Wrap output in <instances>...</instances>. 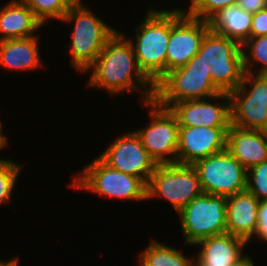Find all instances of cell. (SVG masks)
Instances as JSON below:
<instances>
[{"label": "cell", "instance_id": "6da1fadb", "mask_svg": "<svg viewBox=\"0 0 267 266\" xmlns=\"http://www.w3.org/2000/svg\"><path fill=\"white\" fill-rule=\"evenodd\" d=\"M86 72L91 73L87 88L104 90L112 97L140 91L144 104L154 99L155 85L138 67L133 45L119 29Z\"/></svg>", "mask_w": 267, "mask_h": 266}, {"label": "cell", "instance_id": "83f0119b", "mask_svg": "<svg viewBox=\"0 0 267 266\" xmlns=\"http://www.w3.org/2000/svg\"><path fill=\"white\" fill-rule=\"evenodd\" d=\"M267 35V8L253 14L250 37Z\"/></svg>", "mask_w": 267, "mask_h": 266}, {"label": "cell", "instance_id": "4316f807", "mask_svg": "<svg viewBox=\"0 0 267 266\" xmlns=\"http://www.w3.org/2000/svg\"><path fill=\"white\" fill-rule=\"evenodd\" d=\"M246 190L260 202L267 201V161L247 171Z\"/></svg>", "mask_w": 267, "mask_h": 266}, {"label": "cell", "instance_id": "7402d4cb", "mask_svg": "<svg viewBox=\"0 0 267 266\" xmlns=\"http://www.w3.org/2000/svg\"><path fill=\"white\" fill-rule=\"evenodd\" d=\"M148 246V247H147ZM140 254L138 266H194V258L182 251L151 238Z\"/></svg>", "mask_w": 267, "mask_h": 266}, {"label": "cell", "instance_id": "484cf974", "mask_svg": "<svg viewBox=\"0 0 267 266\" xmlns=\"http://www.w3.org/2000/svg\"><path fill=\"white\" fill-rule=\"evenodd\" d=\"M237 3L238 0H197L191 8L185 9L182 7H175L171 10L187 12L192 17L208 21L218 11L224 9L225 7L236 5Z\"/></svg>", "mask_w": 267, "mask_h": 266}, {"label": "cell", "instance_id": "1f68e13d", "mask_svg": "<svg viewBox=\"0 0 267 266\" xmlns=\"http://www.w3.org/2000/svg\"><path fill=\"white\" fill-rule=\"evenodd\" d=\"M229 266H256V265H255L254 261H252V258L250 256H248V254H247Z\"/></svg>", "mask_w": 267, "mask_h": 266}, {"label": "cell", "instance_id": "5bb4252c", "mask_svg": "<svg viewBox=\"0 0 267 266\" xmlns=\"http://www.w3.org/2000/svg\"><path fill=\"white\" fill-rule=\"evenodd\" d=\"M168 109L177 119L178 126L229 128L231 124L230 95L225 92L207 99L174 103Z\"/></svg>", "mask_w": 267, "mask_h": 266}, {"label": "cell", "instance_id": "4fadbf2b", "mask_svg": "<svg viewBox=\"0 0 267 266\" xmlns=\"http://www.w3.org/2000/svg\"><path fill=\"white\" fill-rule=\"evenodd\" d=\"M98 157L108 166L139 177L146 184L157 166L135 131L116 136Z\"/></svg>", "mask_w": 267, "mask_h": 266}, {"label": "cell", "instance_id": "3957f363", "mask_svg": "<svg viewBox=\"0 0 267 266\" xmlns=\"http://www.w3.org/2000/svg\"><path fill=\"white\" fill-rule=\"evenodd\" d=\"M146 17L136 25L133 45L138 67L155 85L166 74V54L170 36V8L148 7Z\"/></svg>", "mask_w": 267, "mask_h": 266}, {"label": "cell", "instance_id": "d4e9b609", "mask_svg": "<svg viewBox=\"0 0 267 266\" xmlns=\"http://www.w3.org/2000/svg\"><path fill=\"white\" fill-rule=\"evenodd\" d=\"M18 163L10 158L0 163V206L11 203V196L23 169V165Z\"/></svg>", "mask_w": 267, "mask_h": 266}, {"label": "cell", "instance_id": "f546056e", "mask_svg": "<svg viewBox=\"0 0 267 266\" xmlns=\"http://www.w3.org/2000/svg\"><path fill=\"white\" fill-rule=\"evenodd\" d=\"M237 4L252 15L267 8V0H238Z\"/></svg>", "mask_w": 267, "mask_h": 266}, {"label": "cell", "instance_id": "e0dca14e", "mask_svg": "<svg viewBox=\"0 0 267 266\" xmlns=\"http://www.w3.org/2000/svg\"><path fill=\"white\" fill-rule=\"evenodd\" d=\"M259 203L247 190L226 197L227 233L252 241L258 228Z\"/></svg>", "mask_w": 267, "mask_h": 266}, {"label": "cell", "instance_id": "cb8c5ba5", "mask_svg": "<svg viewBox=\"0 0 267 266\" xmlns=\"http://www.w3.org/2000/svg\"><path fill=\"white\" fill-rule=\"evenodd\" d=\"M34 13L35 17L46 25L48 20L61 21L71 4L67 0H20Z\"/></svg>", "mask_w": 267, "mask_h": 266}, {"label": "cell", "instance_id": "f1b7e54d", "mask_svg": "<svg viewBox=\"0 0 267 266\" xmlns=\"http://www.w3.org/2000/svg\"><path fill=\"white\" fill-rule=\"evenodd\" d=\"M267 243V201H261L258 209V228L254 236Z\"/></svg>", "mask_w": 267, "mask_h": 266}, {"label": "cell", "instance_id": "5b68a950", "mask_svg": "<svg viewBox=\"0 0 267 266\" xmlns=\"http://www.w3.org/2000/svg\"><path fill=\"white\" fill-rule=\"evenodd\" d=\"M75 175L69 185L74 190L89 191L105 198L147 201V184L142 179L111 168L98 156Z\"/></svg>", "mask_w": 267, "mask_h": 266}, {"label": "cell", "instance_id": "277c9868", "mask_svg": "<svg viewBox=\"0 0 267 266\" xmlns=\"http://www.w3.org/2000/svg\"><path fill=\"white\" fill-rule=\"evenodd\" d=\"M210 65L195 55L186 65L167 72L156 84L154 101L163 108L186 100L207 99L221 91L213 84Z\"/></svg>", "mask_w": 267, "mask_h": 266}, {"label": "cell", "instance_id": "d6a6232c", "mask_svg": "<svg viewBox=\"0 0 267 266\" xmlns=\"http://www.w3.org/2000/svg\"><path fill=\"white\" fill-rule=\"evenodd\" d=\"M19 258L16 256L14 259L11 258L10 260L8 261H2L0 263V266H18L19 264Z\"/></svg>", "mask_w": 267, "mask_h": 266}, {"label": "cell", "instance_id": "9c48e42d", "mask_svg": "<svg viewBox=\"0 0 267 266\" xmlns=\"http://www.w3.org/2000/svg\"><path fill=\"white\" fill-rule=\"evenodd\" d=\"M229 95L232 125L267 130V75L245 72L239 87Z\"/></svg>", "mask_w": 267, "mask_h": 266}, {"label": "cell", "instance_id": "2e32d148", "mask_svg": "<svg viewBox=\"0 0 267 266\" xmlns=\"http://www.w3.org/2000/svg\"><path fill=\"white\" fill-rule=\"evenodd\" d=\"M226 150L248 171L267 161V133L230 124L226 134Z\"/></svg>", "mask_w": 267, "mask_h": 266}, {"label": "cell", "instance_id": "836d02e7", "mask_svg": "<svg viewBox=\"0 0 267 266\" xmlns=\"http://www.w3.org/2000/svg\"><path fill=\"white\" fill-rule=\"evenodd\" d=\"M70 4H82V0H67Z\"/></svg>", "mask_w": 267, "mask_h": 266}, {"label": "cell", "instance_id": "603a6c76", "mask_svg": "<svg viewBox=\"0 0 267 266\" xmlns=\"http://www.w3.org/2000/svg\"><path fill=\"white\" fill-rule=\"evenodd\" d=\"M241 47L244 72L267 75V35L250 37Z\"/></svg>", "mask_w": 267, "mask_h": 266}, {"label": "cell", "instance_id": "30bf717a", "mask_svg": "<svg viewBox=\"0 0 267 266\" xmlns=\"http://www.w3.org/2000/svg\"><path fill=\"white\" fill-rule=\"evenodd\" d=\"M144 105L150 109L149 124L135 130L143 147L157 165L177 163V119L169 109L160 107L154 100Z\"/></svg>", "mask_w": 267, "mask_h": 266}, {"label": "cell", "instance_id": "4dcf8cb0", "mask_svg": "<svg viewBox=\"0 0 267 266\" xmlns=\"http://www.w3.org/2000/svg\"><path fill=\"white\" fill-rule=\"evenodd\" d=\"M2 128H3V122L1 121L0 122V152L3 149L5 150L6 146L8 147L7 136L3 133V129ZM6 160H8V158L5 157V159H4V158L0 157V163L5 162Z\"/></svg>", "mask_w": 267, "mask_h": 266}, {"label": "cell", "instance_id": "52a82bcc", "mask_svg": "<svg viewBox=\"0 0 267 266\" xmlns=\"http://www.w3.org/2000/svg\"><path fill=\"white\" fill-rule=\"evenodd\" d=\"M202 193L198 173L190 164H159L146 186V199L162 197L176 213Z\"/></svg>", "mask_w": 267, "mask_h": 266}, {"label": "cell", "instance_id": "e575fe53", "mask_svg": "<svg viewBox=\"0 0 267 266\" xmlns=\"http://www.w3.org/2000/svg\"><path fill=\"white\" fill-rule=\"evenodd\" d=\"M188 1L190 2V5L188 6L189 8H191L196 3L197 0H188Z\"/></svg>", "mask_w": 267, "mask_h": 266}, {"label": "cell", "instance_id": "8992f818", "mask_svg": "<svg viewBox=\"0 0 267 266\" xmlns=\"http://www.w3.org/2000/svg\"><path fill=\"white\" fill-rule=\"evenodd\" d=\"M197 55L210 65L212 82L221 92L230 93L239 87L245 72L242 47L238 41L209 30Z\"/></svg>", "mask_w": 267, "mask_h": 266}, {"label": "cell", "instance_id": "8fae6325", "mask_svg": "<svg viewBox=\"0 0 267 266\" xmlns=\"http://www.w3.org/2000/svg\"><path fill=\"white\" fill-rule=\"evenodd\" d=\"M193 166L203 193L229 197L246 190L247 170L226 149Z\"/></svg>", "mask_w": 267, "mask_h": 266}, {"label": "cell", "instance_id": "ffe728a7", "mask_svg": "<svg viewBox=\"0 0 267 266\" xmlns=\"http://www.w3.org/2000/svg\"><path fill=\"white\" fill-rule=\"evenodd\" d=\"M43 26L20 0H10L0 9V40L36 36Z\"/></svg>", "mask_w": 267, "mask_h": 266}, {"label": "cell", "instance_id": "d6986e66", "mask_svg": "<svg viewBox=\"0 0 267 266\" xmlns=\"http://www.w3.org/2000/svg\"><path fill=\"white\" fill-rule=\"evenodd\" d=\"M38 36L40 35L0 40V67L12 72L35 71L42 68L43 59Z\"/></svg>", "mask_w": 267, "mask_h": 266}, {"label": "cell", "instance_id": "ba28073f", "mask_svg": "<svg viewBox=\"0 0 267 266\" xmlns=\"http://www.w3.org/2000/svg\"><path fill=\"white\" fill-rule=\"evenodd\" d=\"M180 216L184 245L192 247L201 239L227 233L226 197L202 193L184 206Z\"/></svg>", "mask_w": 267, "mask_h": 266}, {"label": "cell", "instance_id": "7c38bea8", "mask_svg": "<svg viewBox=\"0 0 267 266\" xmlns=\"http://www.w3.org/2000/svg\"><path fill=\"white\" fill-rule=\"evenodd\" d=\"M208 21L192 17L187 12L170 10V36L166 54V73L186 65L197 55Z\"/></svg>", "mask_w": 267, "mask_h": 266}, {"label": "cell", "instance_id": "7a4b0ae2", "mask_svg": "<svg viewBox=\"0 0 267 266\" xmlns=\"http://www.w3.org/2000/svg\"><path fill=\"white\" fill-rule=\"evenodd\" d=\"M86 4H71L61 22L72 24L69 46L70 65L76 71H86L94 64L108 40L118 31L97 17ZM74 24V25H73Z\"/></svg>", "mask_w": 267, "mask_h": 266}, {"label": "cell", "instance_id": "9a60e30c", "mask_svg": "<svg viewBox=\"0 0 267 266\" xmlns=\"http://www.w3.org/2000/svg\"><path fill=\"white\" fill-rule=\"evenodd\" d=\"M229 128L179 126L177 163L193 165L196 161L226 149Z\"/></svg>", "mask_w": 267, "mask_h": 266}, {"label": "cell", "instance_id": "44dd1931", "mask_svg": "<svg viewBox=\"0 0 267 266\" xmlns=\"http://www.w3.org/2000/svg\"><path fill=\"white\" fill-rule=\"evenodd\" d=\"M253 15L238 4L225 7L209 20V30L213 33L238 41L241 45L250 38Z\"/></svg>", "mask_w": 267, "mask_h": 266}, {"label": "cell", "instance_id": "ac0fdd59", "mask_svg": "<svg viewBox=\"0 0 267 266\" xmlns=\"http://www.w3.org/2000/svg\"><path fill=\"white\" fill-rule=\"evenodd\" d=\"M248 244L243 238L229 233L201 239L193 245L200 247L194 257V266H229L245 255Z\"/></svg>", "mask_w": 267, "mask_h": 266}]
</instances>
